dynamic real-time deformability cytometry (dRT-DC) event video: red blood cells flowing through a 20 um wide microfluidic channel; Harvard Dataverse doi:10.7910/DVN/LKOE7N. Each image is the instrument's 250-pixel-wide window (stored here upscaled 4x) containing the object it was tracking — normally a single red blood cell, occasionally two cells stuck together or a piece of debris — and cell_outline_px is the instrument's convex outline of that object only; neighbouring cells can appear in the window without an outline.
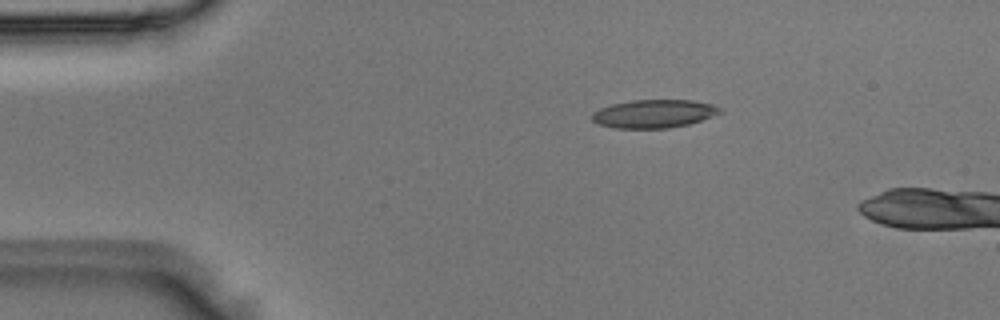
{"species": "Egyptian fruit bat (a non-hibernating species)", "species_latin": "Rousettus aegyptiacus", "temperature_condition": "room temperature", "stored_images_in_passage": 3, "camera_frame_rate_fps": 3000, "um_per_image_px": 0.085, "animal": {"sex": "male"}, "frame": {"image": 1, "passage_image": 1, "time_ms": 0.0, "image_size_px": [1000, 320], "cell_outline_px": [[724, 112], [688, 124], [668, 128], [616, 128], [596, 124], [592, 120], [592, 112], [600, 108], [612, 104], [632, 100], [692, 100], [712, 104], [720, 108]], "centroid_in_image_um": [55.56, 9.66], "position_along_channel_um": 29.4, "area_um2": 21.04}}